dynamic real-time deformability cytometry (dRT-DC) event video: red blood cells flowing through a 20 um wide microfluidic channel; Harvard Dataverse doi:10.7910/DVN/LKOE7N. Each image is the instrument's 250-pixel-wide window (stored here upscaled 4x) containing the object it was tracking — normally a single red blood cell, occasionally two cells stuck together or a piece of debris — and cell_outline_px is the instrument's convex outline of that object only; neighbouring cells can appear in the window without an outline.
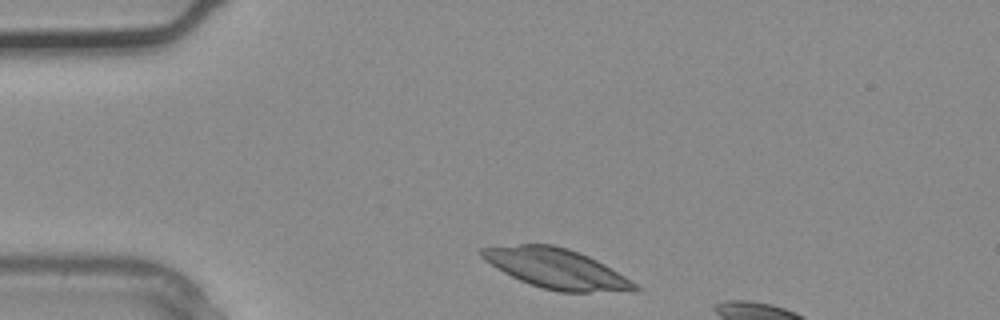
{"species": "common noctule bat (a hibernating species)", "species_latin": "Nyctalus noctula", "temperature_condition": "warm", "stored_images_in_passage": 2, "camera_frame_rate_fps": 3000, "um_per_image_px": 0.085, "animal": {"sex": "male", "body_mass_g": 20.4}, "frame": {"image": 1, "passage_image": 1, "time_ms": 0.0, "image_size_px": [1000, 320], "cell_outline_px": [[644, 288], [588, 292], [560, 292], [540, 288], [528, 284], [496, 268], [484, 260], [480, 256], [480, 248], [520, 244], [552, 244], [568, 248], [580, 252], [604, 264], [632, 280]], "centroid_in_image_um": [47.25, 22.81], "position_along_channel_um": 37.8, "area_um2": 35.26}}